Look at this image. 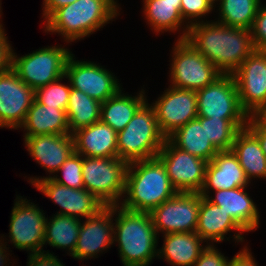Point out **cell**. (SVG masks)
I'll list each match as a JSON object with an SVG mask.
<instances>
[{
    "label": "cell",
    "mask_w": 266,
    "mask_h": 266,
    "mask_svg": "<svg viewBox=\"0 0 266 266\" xmlns=\"http://www.w3.org/2000/svg\"><path fill=\"white\" fill-rule=\"evenodd\" d=\"M202 195L195 192H177L149 214L153 225L162 234L195 232Z\"/></svg>",
    "instance_id": "obj_10"
},
{
    "label": "cell",
    "mask_w": 266,
    "mask_h": 266,
    "mask_svg": "<svg viewBox=\"0 0 266 266\" xmlns=\"http://www.w3.org/2000/svg\"><path fill=\"white\" fill-rule=\"evenodd\" d=\"M248 119H223L205 117L207 137L218 151L232 149L237 133L246 128Z\"/></svg>",
    "instance_id": "obj_33"
},
{
    "label": "cell",
    "mask_w": 266,
    "mask_h": 266,
    "mask_svg": "<svg viewBox=\"0 0 266 266\" xmlns=\"http://www.w3.org/2000/svg\"><path fill=\"white\" fill-rule=\"evenodd\" d=\"M170 69V86L198 91L213 83L222 73L186 40H176Z\"/></svg>",
    "instance_id": "obj_8"
},
{
    "label": "cell",
    "mask_w": 266,
    "mask_h": 266,
    "mask_svg": "<svg viewBox=\"0 0 266 266\" xmlns=\"http://www.w3.org/2000/svg\"><path fill=\"white\" fill-rule=\"evenodd\" d=\"M2 237L3 236H1L0 242L4 241V238L2 240ZM5 244H6V242L5 243H3V242L0 243V266H7V265H9V263L6 264L8 262L7 260L10 261V259L7 257L8 255H10V254L7 253L9 251V248H7ZM7 249H8V251H6Z\"/></svg>",
    "instance_id": "obj_44"
},
{
    "label": "cell",
    "mask_w": 266,
    "mask_h": 266,
    "mask_svg": "<svg viewBox=\"0 0 266 266\" xmlns=\"http://www.w3.org/2000/svg\"><path fill=\"white\" fill-rule=\"evenodd\" d=\"M46 252V253H45ZM27 266H64L63 262L57 256L50 252L43 251V253H29Z\"/></svg>",
    "instance_id": "obj_41"
},
{
    "label": "cell",
    "mask_w": 266,
    "mask_h": 266,
    "mask_svg": "<svg viewBox=\"0 0 266 266\" xmlns=\"http://www.w3.org/2000/svg\"><path fill=\"white\" fill-rule=\"evenodd\" d=\"M237 156L229 151H219L210 162H207L205 181L200 194L209 196V190L235 189L249 184Z\"/></svg>",
    "instance_id": "obj_20"
},
{
    "label": "cell",
    "mask_w": 266,
    "mask_h": 266,
    "mask_svg": "<svg viewBox=\"0 0 266 266\" xmlns=\"http://www.w3.org/2000/svg\"><path fill=\"white\" fill-rule=\"evenodd\" d=\"M101 103L82 91L71 88L66 109L69 132L90 126L100 121Z\"/></svg>",
    "instance_id": "obj_31"
},
{
    "label": "cell",
    "mask_w": 266,
    "mask_h": 266,
    "mask_svg": "<svg viewBox=\"0 0 266 266\" xmlns=\"http://www.w3.org/2000/svg\"><path fill=\"white\" fill-rule=\"evenodd\" d=\"M82 167L83 156L73 152L57 170V173L62 172L63 178L61 176L58 178L55 175L53 177L49 175V177L58 184L72 189H81L84 188Z\"/></svg>",
    "instance_id": "obj_35"
},
{
    "label": "cell",
    "mask_w": 266,
    "mask_h": 266,
    "mask_svg": "<svg viewBox=\"0 0 266 266\" xmlns=\"http://www.w3.org/2000/svg\"><path fill=\"white\" fill-rule=\"evenodd\" d=\"M76 0H43V18L46 20L55 10L71 4Z\"/></svg>",
    "instance_id": "obj_43"
},
{
    "label": "cell",
    "mask_w": 266,
    "mask_h": 266,
    "mask_svg": "<svg viewBox=\"0 0 266 266\" xmlns=\"http://www.w3.org/2000/svg\"><path fill=\"white\" fill-rule=\"evenodd\" d=\"M251 35L255 49L266 50V6L260 5L254 19Z\"/></svg>",
    "instance_id": "obj_37"
},
{
    "label": "cell",
    "mask_w": 266,
    "mask_h": 266,
    "mask_svg": "<svg viewBox=\"0 0 266 266\" xmlns=\"http://www.w3.org/2000/svg\"><path fill=\"white\" fill-rule=\"evenodd\" d=\"M20 128L24 137L45 134H70L66 110L45 106L34 99Z\"/></svg>",
    "instance_id": "obj_24"
},
{
    "label": "cell",
    "mask_w": 266,
    "mask_h": 266,
    "mask_svg": "<svg viewBox=\"0 0 266 266\" xmlns=\"http://www.w3.org/2000/svg\"><path fill=\"white\" fill-rule=\"evenodd\" d=\"M161 133L167 138L176 129L198 117L196 91L169 86L152 103Z\"/></svg>",
    "instance_id": "obj_16"
},
{
    "label": "cell",
    "mask_w": 266,
    "mask_h": 266,
    "mask_svg": "<svg viewBox=\"0 0 266 266\" xmlns=\"http://www.w3.org/2000/svg\"><path fill=\"white\" fill-rule=\"evenodd\" d=\"M245 246L239 251L231 260H229V266H258L252 253L248 251V247Z\"/></svg>",
    "instance_id": "obj_42"
},
{
    "label": "cell",
    "mask_w": 266,
    "mask_h": 266,
    "mask_svg": "<svg viewBox=\"0 0 266 266\" xmlns=\"http://www.w3.org/2000/svg\"><path fill=\"white\" fill-rule=\"evenodd\" d=\"M145 19L150 24L151 30L157 34L164 31H178L183 28V32L178 40H185L189 25L184 24L181 16V1L170 0H143ZM184 25V27H182Z\"/></svg>",
    "instance_id": "obj_27"
},
{
    "label": "cell",
    "mask_w": 266,
    "mask_h": 266,
    "mask_svg": "<svg viewBox=\"0 0 266 266\" xmlns=\"http://www.w3.org/2000/svg\"><path fill=\"white\" fill-rule=\"evenodd\" d=\"M71 54L69 49L56 45L21 57H17L12 50L11 68L25 84L36 90L65 76L66 63Z\"/></svg>",
    "instance_id": "obj_7"
},
{
    "label": "cell",
    "mask_w": 266,
    "mask_h": 266,
    "mask_svg": "<svg viewBox=\"0 0 266 266\" xmlns=\"http://www.w3.org/2000/svg\"><path fill=\"white\" fill-rule=\"evenodd\" d=\"M231 230L238 231L234 234L235 242H243L242 232H245L229 214L222 210V207L213 204L206 197L202 196L198 214V222L195 232L204 241L222 242Z\"/></svg>",
    "instance_id": "obj_22"
},
{
    "label": "cell",
    "mask_w": 266,
    "mask_h": 266,
    "mask_svg": "<svg viewBox=\"0 0 266 266\" xmlns=\"http://www.w3.org/2000/svg\"><path fill=\"white\" fill-rule=\"evenodd\" d=\"M29 182L52 199L62 210L57 214L73 218H87L96 215L105 205L85 188L72 189L58 184L50 177H30Z\"/></svg>",
    "instance_id": "obj_15"
},
{
    "label": "cell",
    "mask_w": 266,
    "mask_h": 266,
    "mask_svg": "<svg viewBox=\"0 0 266 266\" xmlns=\"http://www.w3.org/2000/svg\"><path fill=\"white\" fill-rule=\"evenodd\" d=\"M214 6L210 0H181V16L189 26L200 23V18L213 11Z\"/></svg>",
    "instance_id": "obj_36"
},
{
    "label": "cell",
    "mask_w": 266,
    "mask_h": 266,
    "mask_svg": "<svg viewBox=\"0 0 266 266\" xmlns=\"http://www.w3.org/2000/svg\"><path fill=\"white\" fill-rule=\"evenodd\" d=\"M74 152L84 157H118V133L101 120L72 133Z\"/></svg>",
    "instance_id": "obj_21"
},
{
    "label": "cell",
    "mask_w": 266,
    "mask_h": 266,
    "mask_svg": "<svg viewBox=\"0 0 266 266\" xmlns=\"http://www.w3.org/2000/svg\"><path fill=\"white\" fill-rule=\"evenodd\" d=\"M246 127L258 138L266 155V114L250 115Z\"/></svg>",
    "instance_id": "obj_39"
},
{
    "label": "cell",
    "mask_w": 266,
    "mask_h": 266,
    "mask_svg": "<svg viewBox=\"0 0 266 266\" xmlns=\"http://www.w3.org/2000/svg\"><path fill=\"white\" fill-rule=\"evenodd\" d=\"M114 238L124 266H149L157 257L158 237L149 213L114 205ZM158 235V236H157Z\"/></svg>",
    "instance_id": "obj_3"
},
{
    "label": "cell",
    "mask_w": 266,
    "mask_h": 266,
    "mask_svg": "<svg viewBox=\"0 0 266 266\" xmlns=\"http://www.w3.org/2000/svg\"><path fill=\"white\" fill-rule=\"evenodd\" d=\"M213 4H216L215 2L219 1V0H210Z\"/></svg>",
    "instance_id": "obj_45"
},
{
    "label": "cell",
    "mask_w": 266,
    "mask_h": 266,
    "mask_svg": "<svg viewBox=\"0 0 266 266\" xmlns=\"http://www.w3.org/2000/svg\"><path fill=\"white\" fill-rule=\"evenodd\" d=\"M62 77L50 84L39 87L35 90V99L45 105L66 110L71 93V85L62 84Z\"/></svg>",
    "instance_id": "obj_34"
},
{
    "label": "cell",
    "mask_w": 266,
    "mask_h": 266,
    "mask_svg": "<svg viewBox=\"0 0 266 266\" xmlns=\"http://www.w3.org/2000/svg\"><path fill=\"white\" fill-rule=\"evenodd\" d=\"M115 0H76L55 10L44 22L45 32L58 33L65 42L89 37L119 15Z\"/></svg>",
    "instance_id": "obj_4"
},
{
    "label": "cell",
    "mask_w": 266,
    "mask_h": 266,
    "mask_svg": "<svg viewBox=\"0 0 266 266\" xmlns=\"http://www.w3.org/2000/svg\"><path fill=\"white\" fill-rule=\"evenodd\" d=\"M164 243L157 257L173 266H193L199 258L204 242L196 232L164 234Z\"/></svg>",
    "instance_id": "obj_26"
},
{
    "label": "cell",
    "mask_w": 266,
    "mask_h": 266,
    "mask_svg": "<svg viewBox=\"0 0 266 266\" xmlns=\"http://www.w3.org/2000/svg\"><path fill=\"white\" fill-rule=\"evenodd\" d=\"M245 187L235 189L216 190L215 197L206 198L215 205L222 207V210L229 214L231 218L245 231H254L259 227V211L246 192Z\"/></svg>",
    "instance_id": "obj_23"
},
{
    "label": "cell",
    "mask_w": 266,
    "mask_h": 266,
    "mask_svg": "<svg viewBox=\"0 0 266 266\" xmlns=\"http://www.w3.org/2000/svg\"><path fill=\"white\" fill-rule=\"evenodd\" d=\"M231 150L249 181L266 178V155L258 138L247 127L237 133Z\"/></svg>",
    "instance_id": "obj_28"
},
{
    "label": "cell",
    "mask_w": 266,
    "mask_h": 266,
    "mask_svg": "<svg viewBox=\"0 0 266 266\" xmlns=\"http://www.w3.org/2000/svg\"><path fill=\"white\" fill-rule=\"evenodd\" d=\"M71 54L65 67V78L71 88L82 91L103 103L115 95L122 87L113 73L91 61L74 60Z\"/></svg>",
    "instance_id": "obj_14"
},
{
    "label": "cell",
    "mask_w": 266,
    "mask_h": 266,
    "mask_svg": "<svg viewBox=\"0 0 266 266\" xmlns=\"http://www.w3.org/2000/svg\"><path fill=\"white\" fill-rule=\"evenodd\" d=\"M198 117L249 119L242 108L232 74H222L213 83L196 91Z\"/></svg>",
    "instance_id": "obj_9"
},
{
    "label": "cell",
    "mask_w": 266,
    "mask_h": 266,
    "mask_svg": "<svg viewBox=\"0 0 266 266\" xmlns=\"http://www.w3.org/2000/svg\"><path fill=\"white\" fill-rule=\"evenodd\" d=\"M128 163L118 157H84V188L105 206L119 205L125 190Z\"/></svg>",
    "instance_id": "obj_6"
},
{
    "label": "cell",
    "mask_w": 266,
    "mask_h": 266,
    "mask_svg": "<svg viewBox=\"0 0 266 266\" xmlns=\"http://www.w3.org/2000/svg\"><path fill=\"white\" fill-rule=\"evenodd\" d=\"M176 193L158 157L138 160L128 163L123 195L125 199L119 205L130 211L150 213Z\"/></svg>",
    "instance_id": "obj_2"
},
{
    "label": "cell",
    "mask_w": 266,
    "mask_h": 266,
    "mask_svg": "<svg viewBox=\"0 0 266 266\" xmlns=\"http://www.w3.org/2000/svg\"><path fill=\"white\" fill-rule=\"evenodd\" d=\"M167 139L179 149L207 162H210L219 152L207 137L205 117L190 120L176 129Z\"/></svg>",
    "instance_id": "obj_25"
},
{
    "label": "cell",
    "mask_w": 266,
    "mask_h": 266,
    "mask_svg": "<svg viewBox=\"0 0 266 266\" xmlns=\"http://www.w3.org/2000/svg\"><path fill=\"white\" fill-rule=\"evenodd\" d=\"M165 139L159 129L154 108L146 102L125 128L118 132V158L131 163L157 157Z\"/></svg>",
    "instance_id": "obj_5"
},
{
    "label": "cell",
    "mask_w": 266,
    "mask_h": 266,
    "mask_svg": "<svg viewBox=\"0 0 266 266\" xmlns=\"http://www.w3.org/2000/svg\"><path fill=\"white\" fill-rule=\"evenodd\" d=\"M35 99V90L12 69L0 74V127L20 128Z\"/></svg>",
    "instance_id": "obj_17"
},
{
    "label": "cell",
    "mask_w": 266,
    "mask_h": 266,
    "mask_svg": "<svg viewBox=\"0 0 266 266\" xmlns=\"http://www.w3.org/2000/svg\"><path fill=\"white\" fill-rule=\"evenodd\" d=\"M137 96L124 95L120 89L115 95L101 103L100 120L117 133L122 131L135 113L147 102L145 90Z\"/></svg>",
    "instance_id": "obj_29"
},
{
    "label": "cell",
    "mask_w": 266,
    "mask_h": 266,
    "mask_svg": "<svg viewBox=\"0 0 266 266\" xmlns=\"http://www.w3.org/2000/svg\"><path fill=\"white\" fill-rule=\"evenodd\" d=\"M24 142L31 157L49 174H55L74 152L72 134L29 136L24 137Z\"/></svg>",
    "instance_id": "obj_19"
},
{
    "label": "cell",
    "mask_w": 266,
    "mask_h": 266,
    "mask_svg": "<svg viewBox=\"0 0 266 266\" xmlns=\"http://www.w3.org/2000/svg\"><path fill=\"white\" fill-rule=\"evenodd\" d=\"M3 25L0 27V74L11 68L12 47L7 40Z\"/></svg>",
    "instance_id": "obj_40"
},
{
    "label": "cell",
    "mask_w": 266,
    "mask_h": 266,
    "mask_svg": "<svg viewBox=\"0 0 266 266\" xmlns=\"http://www.w3.org/2000/svg\"><path fill=\"white\" fill-rule=\"evenodd\" d=\"M232 75L247 114L266 113V50L255 49Z\"/></svg>",
    "instance_id": "obj_11"
},
{
    "label": "cell",
    "mask_w": 266,
    "mask_h": 266,
    "mask_svg": "<svg viewBox=\"0 0 266 266\" xmlns=\"http://www.w3.org/2000/svg\"><path fill=\"white\" fill-rule=\"evenodd\" d=\"M114 205L105 206L96 215L87 217L80 226L79 237L71 255L74 259L95 258L114 243Z\"/></svg>",
    "instance_id": "obj_18"
},
{
    "label": "cell",
    "mask_w": 266,
    "mask_h": 266,
    "mask_svg": "<svg viewBox=\"0 0 266 266\" xmlns=\"http://www.w3.org/2000/svg\"><path fill=\"white\" fill-rule=\"evenodd\" d=\"M81 219L71 216L54 214L50 219L46 217L45 235L43 244L53 248L68 249L71 256L79 237Z\"/></svg>",
    "instance_id": "obj_30"
},
{
    "label": "cell",
    "mask_w": 266,
    "mask_h": 266,
    "mask_svg": "<svg viewBox=\"0 0 266 266\" xmlns=\"http://www.w3.org/2000/svg\"><path fill=\"white\" fill-rule=\"evenodd\" d=\"M193 266H229V260L216 249L214 244H209L202 250Z\"/></svg>",
    "instance_id": "obj_38"
},
{
    "label": "cell",
    "mask_w": 266,
    "mask_h": 266,
    "mask_svg": "<svg viewBox=\"0 0 266 266\" xmlns=\"http://www.w3.org/2000/svg\"><path fill=\"white\" fill-rule=\"evenodd\" d=\"M15 200L10 216L9 241L19 250L31 251V254L43 253L45 213L22 196H17Z\"/></svg>",
    "instance_id": "obj_12"
},
{
    "label": "cell",
    "mask_w": 266,
    "mask_h": 266,
    "mask_svg": "<svg viewBox=\"0 0 266 266\" xmlns=\"http://www.w3.org/2000/svg\"><path fill=\"white\" fill-rule=\"evenodd\" d=\"M185 40L222 74H233L255 50L251 30L217 21L190 25Z\"/></svg>",
    "instance_id": "obj_1"
},
{
    "label": "cell",
    "mask_w": 266,
    "mask_h": 266,
    "mask_svg": "<svg viewBox=\"0 0 266 266\" xmlns=\"http://www.w3.org/2000/svg\"><path fill=\"white\" fill-rule=\"evenodd\" d=\"M219 20L225 26L250 30L261 0H219Z\"/></svg>",
    "instance_id": "obj_32"
},
{
    "label": "cell",
    "mask_w": 266,
    "mask_h": 266,
    "mask_svg": "<svg viewBox=\"0 0 266 266\" xmlns=\"http://www.w3.org/2000/svg\"><path fill=\"white\" fill-rule=\"evenodd\" d=\"M0 1H1V0H0ZM0 3H1V2H0ZM1 9H2V8H1V4H0V17H1V11H2Z\"/></svg>",
    "instance_id": "obj_46"
},
{
    "label": "cell",
    "mask_w": 266,
    "mask_h": 266,
    "mask_svg": "<svg viewBox=\"0 0 266 266\" xmlns=\"http://www.w3.org/2000/svg\"><path fill=\"white\" fill-rule=\"evenodd\" d=\"M177 192L200 193L205 181L207 161L173 145L167 138L157 154Z\"/></svg>",
    "instance_id": "obj_13"
}]
</instances>
